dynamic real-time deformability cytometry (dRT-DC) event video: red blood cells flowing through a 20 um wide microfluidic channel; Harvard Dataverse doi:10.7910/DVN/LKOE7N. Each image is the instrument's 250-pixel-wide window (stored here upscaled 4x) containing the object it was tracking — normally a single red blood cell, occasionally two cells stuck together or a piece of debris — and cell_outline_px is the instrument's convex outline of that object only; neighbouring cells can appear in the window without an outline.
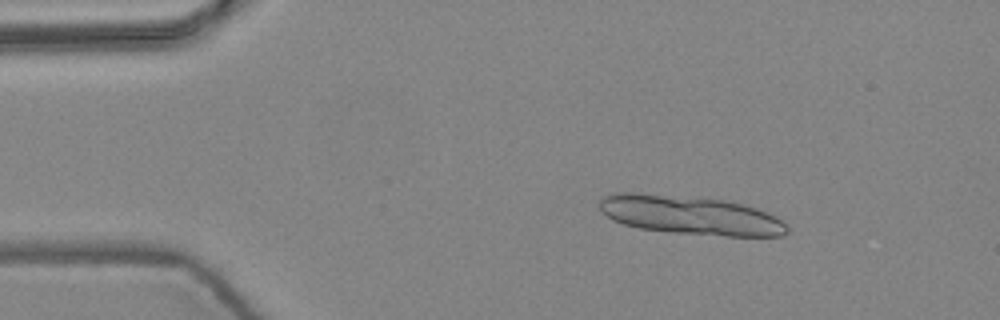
{"species": "common noctule bat (a hibernating species)", "species_latin": "Nyctalus noctula", "temperature_condition": "warm", "stored_images_in_passage": 7, "segment_of_instrument_passage": [1, 2], "camera_frame_rate_fps": 3000, "um_per_image_px": 0.085, "animal": {"sex": "female", "body_mass_g": 24.6, "forearm_length_mm": 56.2}, "frame": {"image": 1, "passage_image": 3, "time_ms": 0.667, "image_size_px": [1000, 320], "cell_outline_px": [[788, 232], [784, 236], [724, 236], [672, 232], [640, 228], [624, 224], [612, 220], [600, 212], [596, 204], [604, 196], [616, 192], [632, 192], [724, 200], [744, 204], [768, 212], [776, 216], [788, 224]], "centroid_in_image_um": [58.67, 18.29], "position_along_channel_um": 26.3, "area_um2": 42.71}}